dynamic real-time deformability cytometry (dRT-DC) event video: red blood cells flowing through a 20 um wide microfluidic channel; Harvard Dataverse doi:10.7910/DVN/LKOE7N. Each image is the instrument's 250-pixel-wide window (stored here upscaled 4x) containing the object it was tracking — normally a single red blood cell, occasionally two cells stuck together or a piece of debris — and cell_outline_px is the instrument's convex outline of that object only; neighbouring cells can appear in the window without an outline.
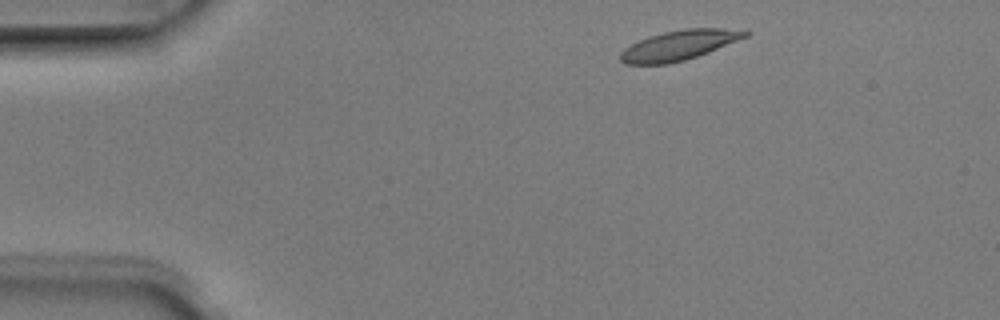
{"species": "Egyptian fruit bat (a non-hibernating species)", "species_latin": "Rousettus aegyptiacus", "temperature_condition": "room temperature", "stored_images_in_passage": 4, "segment_of_instrument_passage": [1, 2], "camera_frame_rate_fps": 3000, "um_per_image_px": 0.085, "animal": {"sex": "male"}, "frame": {"image": 1, "passage_image": 1, "time_ms": 0.0, "image_size_px": [1000, 320], "cell_outline_px": [[752, 32], [748, 36], [708, 52], [684, 60], [668, 64], [624, 64], [620, 60], [620, 52], [624, 48], [648, 36], [664, 32], [684, 28], [748, 28]], "centroid_in_image_um": [57.78, 3.82], "position_along_channel_um": 27.2, "area_um2": 21.91}}
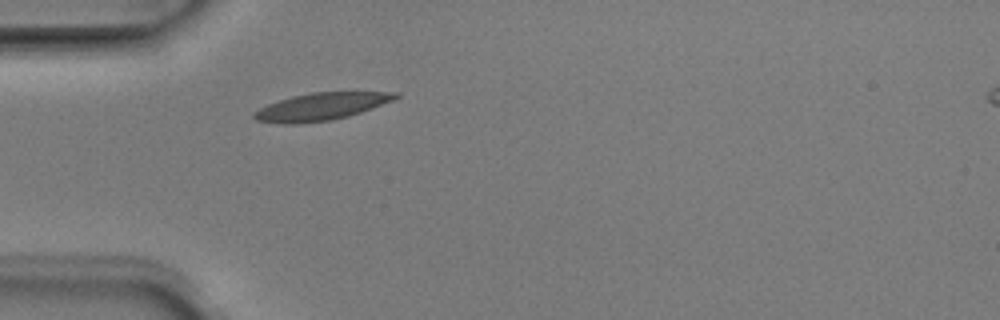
{"frame": {"image": 2, "passage_image": 3, "time_ms": 0.667, "image_size_px": [1000, 320], "cell_outline_px": [[400, 96], [396, 100], [348, 116], [332, 120], [296, 124], [284, 124], [256, 120], [252, 116], [252, 112], [268, 104], [292, 96], [312, 92], [400, 92]], "centroid_in_image_um": [27.32, 9.06], "position_along_channel_um": 57.7, "area_um2": 22.6}}